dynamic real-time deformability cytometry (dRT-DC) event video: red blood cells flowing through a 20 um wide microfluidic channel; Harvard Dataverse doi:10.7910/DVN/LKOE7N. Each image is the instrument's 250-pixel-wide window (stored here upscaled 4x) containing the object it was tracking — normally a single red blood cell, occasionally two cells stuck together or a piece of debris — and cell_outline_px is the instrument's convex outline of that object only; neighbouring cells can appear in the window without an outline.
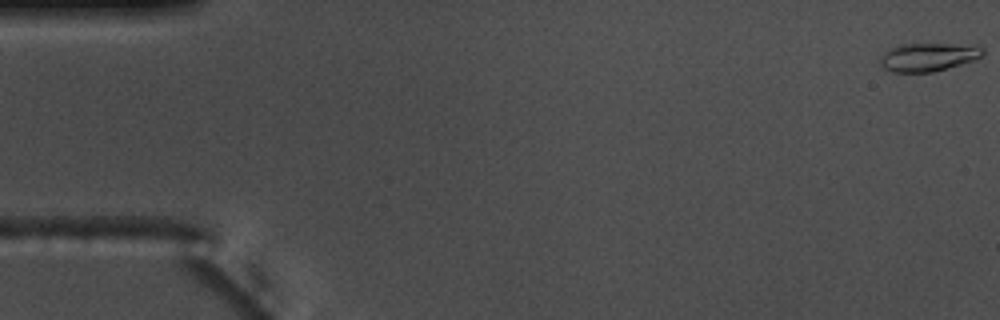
{"species": "common noctule bat (a hibernating species)", "species_latin": "Nyctalus noctula", "temperature_condition": "warm", "stored_images_in_passage": 56, "camera_frame_rate_fps": 3000, "um_per_image_px": 0.085, "animal": {"sex": "male", "body_mass_g": 17.5, "forearm_length_mm": 52.3}, "frame": {"image": 1, "passage_image": 1, "time_ms": 0.0, "image_size_px": [1000, 320], "cell_outline_px": [[984, 52], [980, 56], [972, 60], [960, 64], [932, 72], [892, 72], [884, 68], [880, 64], [880, 56], [884, 52], [900, 44], [952, 44], [984, 48]], "centroid_in_image_um": [78.82, 4.85], "position_along_channel_um": 6.2, "area_um2": 16.53}}
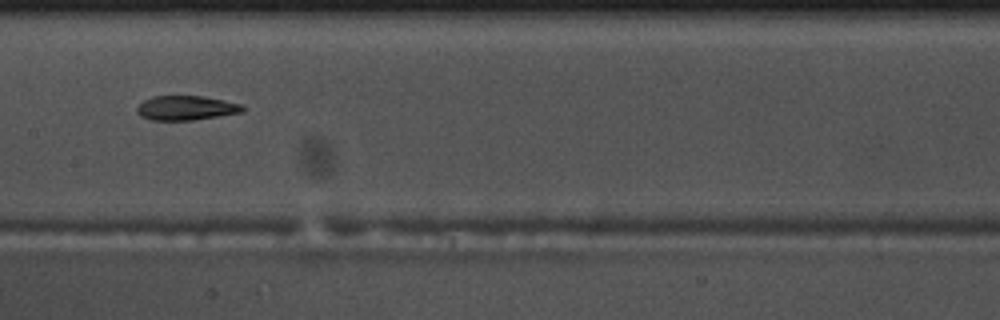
{"frame": {"image": 2, "passage_image": 28, "time_ms": 9.0, "image_size_px": [1000, 320], "cell_outline_px": [[248, 108], [244, 112], [192, 120], [148, 120], [140, 116], [136, 112], [136, 108], [144, 100], [152, 96], [204, 96], [244, 104]], "centroid_in_image_um": [15.86, 9.17], "position_along_channel_um": 191.5, "area_um2": 15.32}}
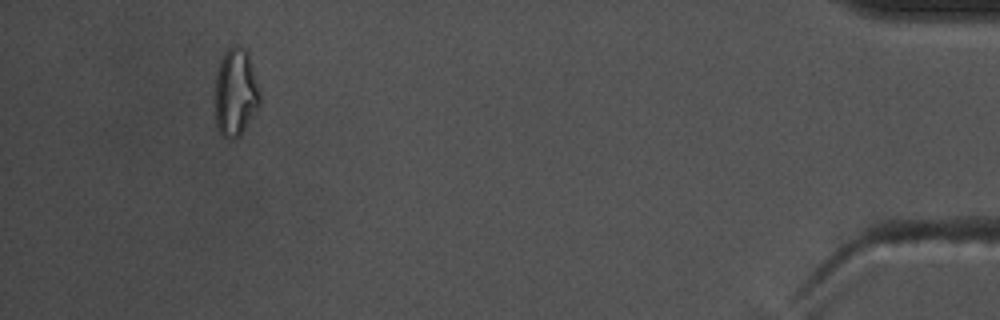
{"frame": {"image": 3, "passage_image": 52, "time_ms": 17.0, "image_size_px": [1000, 320], "cell_outline_px": [[260, 104], [240, 136], [224, 136], [220, 132], [216, 124], [216, 72], [220, 60], [224, 52], [228, 48], [236, 44], [244, 48], [248, 52], [260, 92]], "centroid_in_image_um": [20.03, 7.8], "position_along_channel_um": 415.2, "area_um2": 22.66}, "authors_computed_cell_mechanics": {"area_um2": 15.9239, "velocity_mm_per_s": 3.6916, "shape_relaxation_time_tau1_ms": null, "shape_relaxation_time_tau2_ms": 2.2155, "deformation_change_tau1": null, "deformation_change_tau2": 0.0922}}